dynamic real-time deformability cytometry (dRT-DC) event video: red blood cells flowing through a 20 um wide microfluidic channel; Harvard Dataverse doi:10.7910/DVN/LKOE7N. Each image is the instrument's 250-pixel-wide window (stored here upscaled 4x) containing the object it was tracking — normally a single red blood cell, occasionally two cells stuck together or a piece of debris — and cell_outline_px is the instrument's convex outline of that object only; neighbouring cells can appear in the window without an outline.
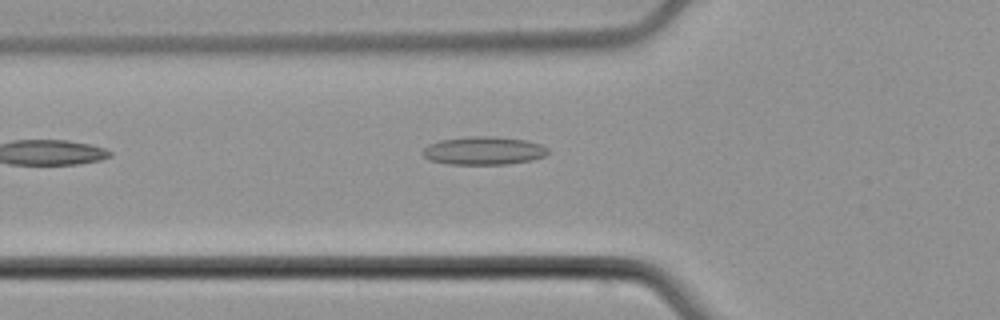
{"species": "common noctule bat (a hibernating species)", "species_latin": "Nyctalus noctula", "temperature_condition": "cold", "stored_images_in_passage": 35, "camera_frame_rate_fps": 3000, "um_per_image_px": 0.085, "animal": {"sex": "male", "body_mass_g": 21.5, "forearm_length_mm": 52.0}, "frame": {"image": 1, "passage_image": 2, "time_ms": 0.333, "image_size_px": [1000, 320], "cell_outline_px": [[548, 152], [544, 156], [532, 160], [504, 164], [448, 164], [428, 160], [424, 156], [424, 148], [428, 144], [440, 140], [472, 136], [496, 136], [524, 140], [540, 144], [548, 148]], "centroid_in_image_um": [41.1, 12.8], "position_along_channel_um": 84.7, "area_um2": 20.46}}
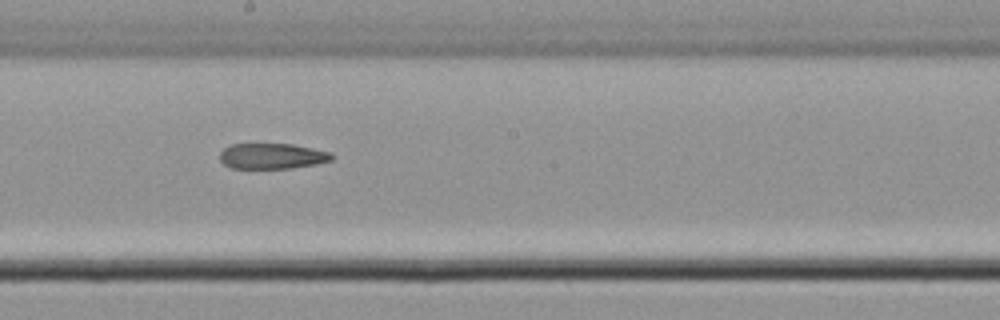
{"frame": {"image": 2, "passage_image": 13, "time_ms": 4.0, "image_size_px": [1000, 320], "cell_outline_px": [[336, 156], [332, 160], [316, 164], [292, 168], [232, 168], [224, 164], [220, 160], [220, 152], [224, 148], [232, 144], [292, 144], [332, 152]], "centroid_in_image_um": [23.17, 13.26], "position_along_channel_um": 225.0, "area_um2": 16.76}}
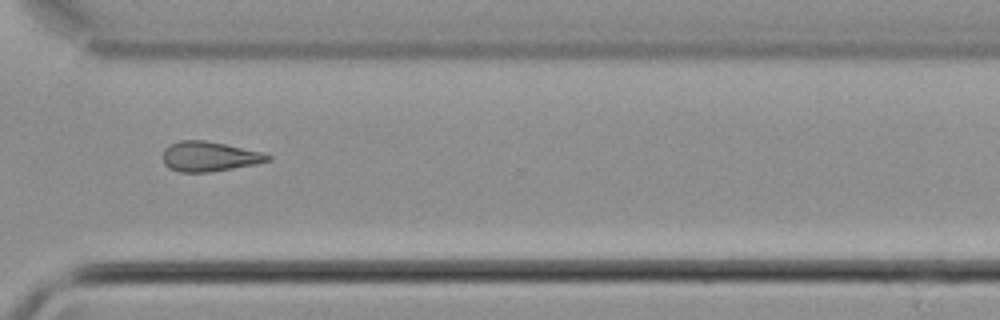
{"frame": {"image": 3, "passage_image": 23, "time_ms": 7.333, "image_size_px": [1000, 320], "cell_outline_px": [[272, 160], [256, 164], [208, 172], [180, 172], [168, 168], [164, 164], [164, 148], [168, 144], [180, 140], [204, 140], [264, 152], [272, 156]], "centroid_in_image_um": [17.79, 13.29], "position_along_channel_um": 352.8, "area_um2": 18.32}}